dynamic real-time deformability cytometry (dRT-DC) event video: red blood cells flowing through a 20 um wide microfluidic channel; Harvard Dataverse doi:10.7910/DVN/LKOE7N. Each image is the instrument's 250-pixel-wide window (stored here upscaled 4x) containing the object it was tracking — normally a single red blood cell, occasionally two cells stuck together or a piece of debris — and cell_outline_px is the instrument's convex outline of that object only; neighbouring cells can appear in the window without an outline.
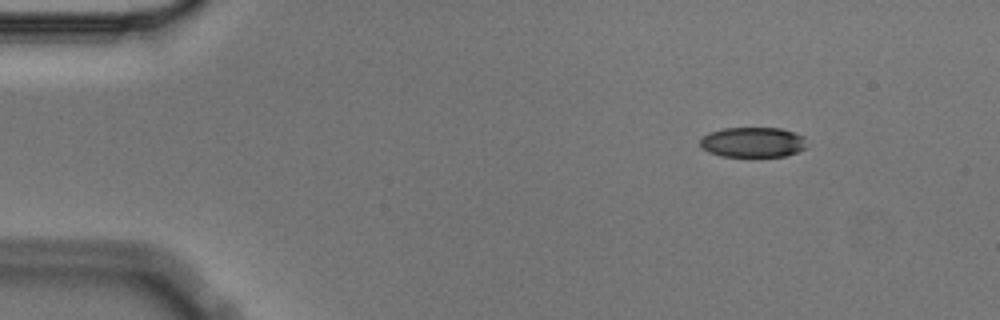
{"species": "Egyptian fruit bat (a non-hibernating species)", "species_latin": "Rousettus aegyptiacus", "temperature_condition": "cold", "stored_images_in_passage": 5, "camera_frame_rate_fps": 3000, "um_per_image_px": 0.085, "animal": {"sex": "male"}, "frame": {"image": 1, "passage_image": 2, "time_ms": 0.333, "image_size_px": [1000, 320], "cell_outline_px": [[804, 148], [796, 152], [784, 156], [720, 156], [708, 152], [700, 148], [700, 136], [708, 132], [724, 128], [780, 128], [804, 136]], "centroid_in_image_um": [63.9, 12.08], "position_along_channel_um": 21.1, "area_um2": 18.73}}
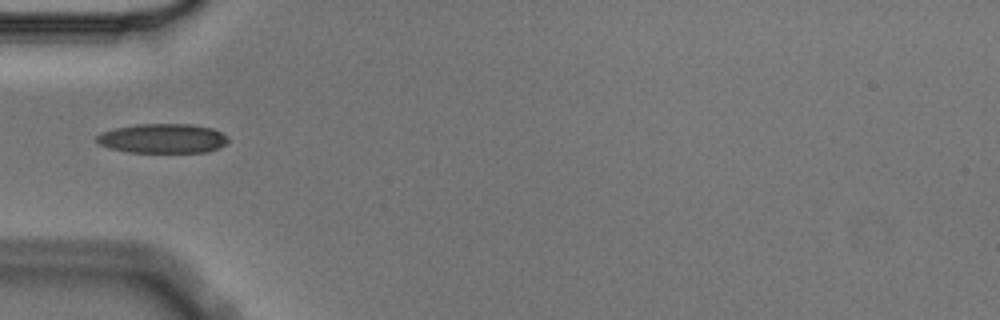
{"frame": {"image": 2, "passage_image": 5, "time_ms": 1.333, "image_size_px": [1000, 320], "cell_outline_px": [[228, 140], [220, 148], [208, 152], [128, 152], [108, 148], [100, 144], [96, 140], [96, 136], [100, 132], [116, 128], [136, 124], [192, 124], [212, 128], [228, 136]], "centroid_in_image_um": [13.83, 11.77], "position_along_channel_um": 71.2, "area_um2": 22.66}}